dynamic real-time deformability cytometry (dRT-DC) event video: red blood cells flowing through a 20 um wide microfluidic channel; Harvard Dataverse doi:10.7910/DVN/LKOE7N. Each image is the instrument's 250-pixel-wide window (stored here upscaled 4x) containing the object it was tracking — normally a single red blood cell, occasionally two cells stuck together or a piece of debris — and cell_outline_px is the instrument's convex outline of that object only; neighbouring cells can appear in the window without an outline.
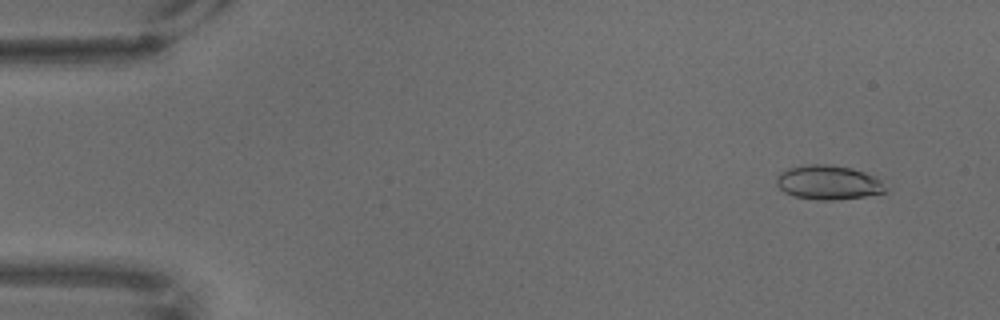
{"species": "common noctule bat (a hibernating species)", "species_latin": "Nyctalus noctula", "temperature_condition": "warm", "stored_images_in_passage": 68, "camera_frame_rate_fps": 3000, "um_per_image_px": 0.085, "animal": {"sex": "male", "body_mass_g": 18.8}, "frame": {"image": 1, "passage_image": 5, "time_ms": 1.333, "image_size_px": [1000, 320], "cell_outline_px": [[892, 188], [884, 192], [864, 196], [840, 200], [816, 200], [796, 196], [784, 192], [776, 184], [776, 176], [780, 172], [788, 168], [812, 164], [832, 164], [852, 168], [864, 172], [880, 180]], "centroid_in_image_um": [70.43, 15.51], "position_along_channel_um": 14.6, "area_um2": 21.96}}
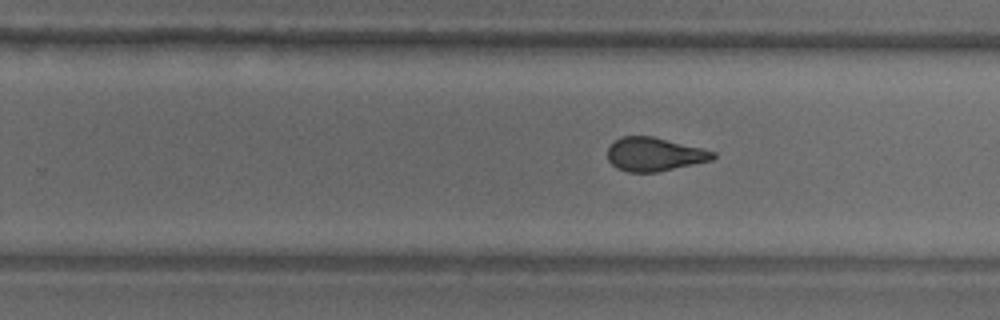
{"frame": {"image": 2, "passage_image": 43, "time_ms": 14.0, "image_size_px": [1000, 320], "cell_outline_px": [[716, 156], [712, 160], [656, 172], [628, 172], [616, 168], [608, 160], [608, 148], [620, 136], [652, 136], [716, 152]], "centroid_in_image_um": [55.6, 13.12], "position_along_channel_um": 274.2, "area_um2": 20.4}}
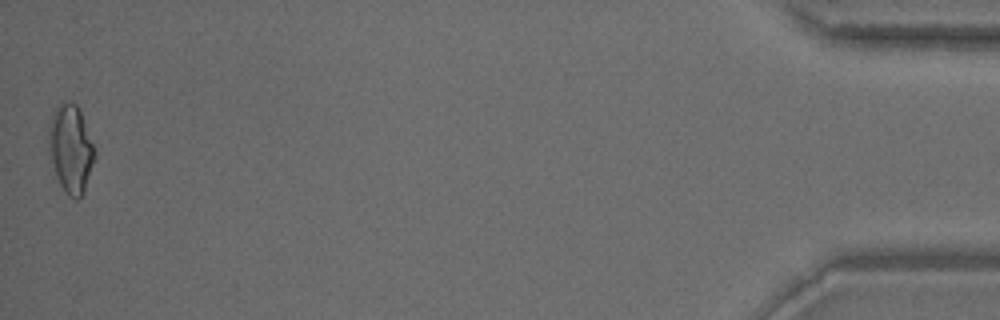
{"frame": {"image": 3, "passage_image": 68, "time_ms": 22.333, "image_size_px": [1000, 320], "cell_outline_px": [[96, 156], [84, 192], [76, 200], [68, 196], [60, 184], [56, 176], [48, 148], [48, 128], [52, 112], [60, 104], [68, 100], [76, 104], [80, 112], [96, 148]], "centroid_in_image_um": [6.02, 12.65], "position_along_channel_um": 429.2, "area_um2": 23.76}}